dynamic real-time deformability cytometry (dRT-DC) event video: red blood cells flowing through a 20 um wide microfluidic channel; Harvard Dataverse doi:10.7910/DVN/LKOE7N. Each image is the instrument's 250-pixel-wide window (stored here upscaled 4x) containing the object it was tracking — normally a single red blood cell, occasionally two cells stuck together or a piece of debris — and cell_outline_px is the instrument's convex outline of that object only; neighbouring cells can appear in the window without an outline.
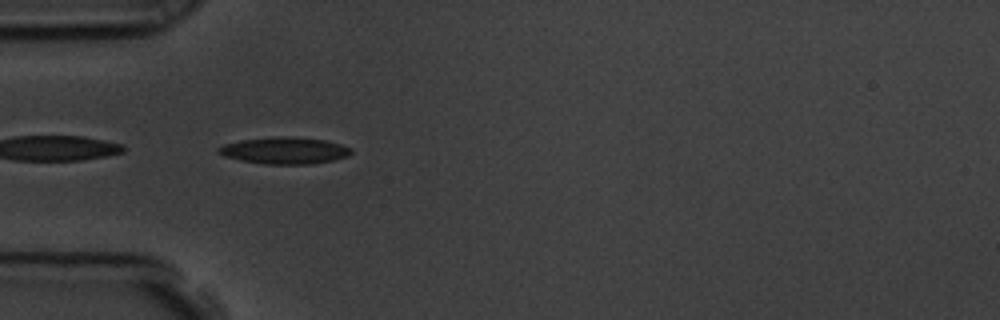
{"species": "common noctule bat (a hibernating species)", "species_latin": "Nyctalus noctula", "temperature_condition": "room temperature", "stored_images_in_passage": 41, "camera_frame_rate_fps": 3000, "um_per_image_px": 0.085, "animal": {"sex": "male", "body_mass_g": 19.5, "forearm_length_mm": 54.6}, "frame": {"image": 1, "passage_image": 1, "time_ms": 0.0, "image_size_px": [1000, 320], "cell_outline_px": [[352, 152], [348, 156], [332, 160], [312, 164], [264, 164], [240, 160], [224, 156], [216, 152], [216, 148], [224, 144], [240, 140], [276, 136], [280, 136], [324, 140], [340, 144], [352, 148]], "centroid_in_image_um": [24.15, 12.8], "position_along_channel_um": 60.9, "area_um2": 20.63}}
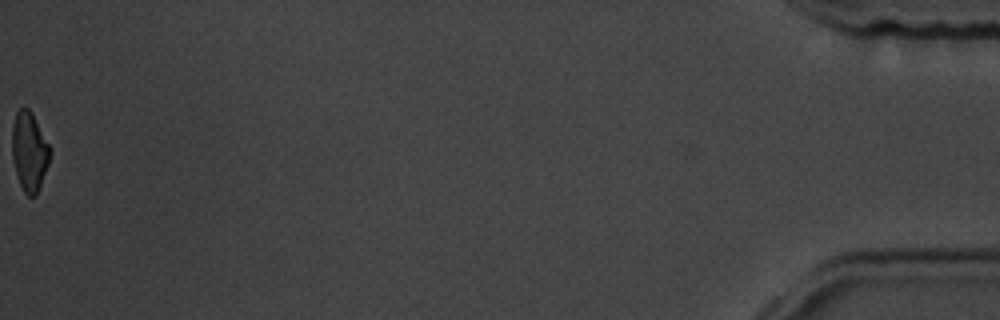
{"frame": {"image": 2, "passage_image": 41, "time_ms": 13.333, "image_size_px": [1000, 320], "cell_outline_px": [[52, 152], [48, 164], [36, 196], [28, 196], [24, 192], [20, 184], [12, 160], [12, 124], [16, 112], [24, 104], [32, 112], [52, 148]], "centroid_in_image_um": [2.5, 12.82], "position_along_channel_um": 432.7, "area_um2": 17.8}, "authors_computed_cell_mechanics": {"area_um2": 19.3052, "velocity_mm_per_s": 3.5796, "shape_relaxation_time_tau1_ms": 2.8761, "shape_relaxation_time_tau2_ms": 4.5384, "deformation_change_tau1": 0.1285, "deformation_change_tau2": 0.1189}}